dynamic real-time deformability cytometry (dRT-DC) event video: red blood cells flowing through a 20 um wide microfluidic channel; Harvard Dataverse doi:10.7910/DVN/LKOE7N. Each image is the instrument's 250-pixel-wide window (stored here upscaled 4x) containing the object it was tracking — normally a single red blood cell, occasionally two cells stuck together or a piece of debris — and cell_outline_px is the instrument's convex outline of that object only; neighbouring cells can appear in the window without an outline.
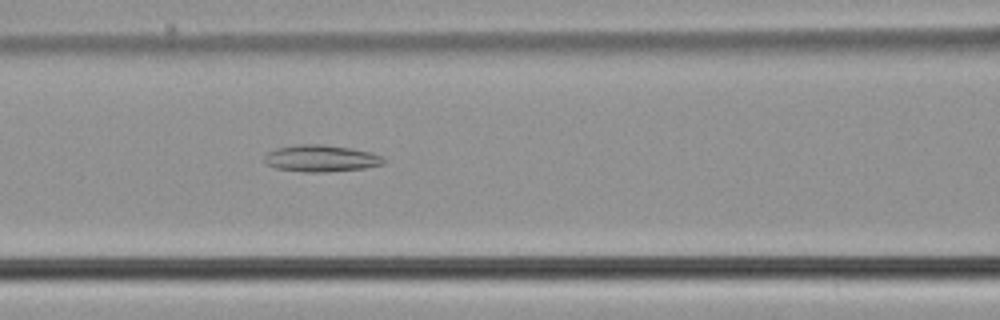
{"species": "common noctule bat (a hibernating species)", "species_latin": "Nyctalus noctula", "temperature_condition": "cold", "stored_images_in_passage": 46, "camera_frame_rate_fps": 3000, "um_per_image_px": 0.085, "animal": {"sex": "male", "body_mass_g": 21.5, "forearm_length_mm": 52.0}, "frame": {"image": 1, "passage_image": 15, "time_ms": 4.667, "image_size_px": [1000, 320], "cell_outline_px": [[388, 160], [384, 164], [364, 168], [324, 172], [304, 172], [276, 168], [268, 164], [264, 160], [264, 156], [268, 152], [276, 148], [296, 144], [320, 144], [352, 148], [368, 152], [380, 156]], "centroid_in_image_um": [27.28, 13.46], "position_along_channel_um": 139.3, "area_um2": 18.55}}
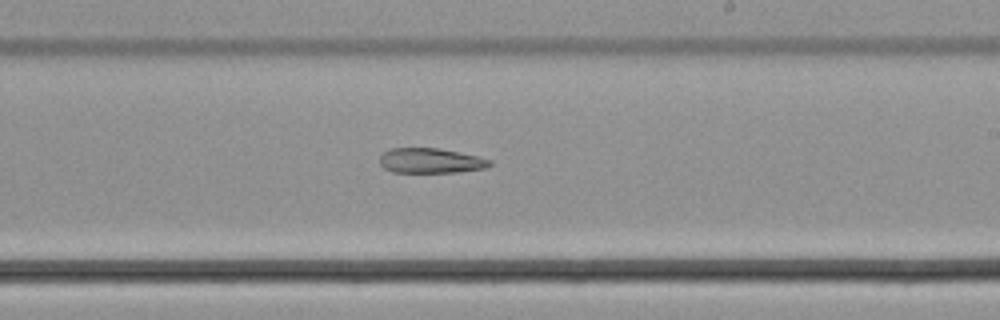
{"frame": {"image": 2, "passage_image": 24, "time_ms": 7.667, "image_size_px": [1000, 320], "cell_outline_px": [[492, 164], [488, 168], [460, 172], [392, 172], [384, 168], [380, 164], [380, 156], [384, 152], [392, 148], [440, 148], [480, 156], [492, 160]], "centroid_in_image_um": [36.66, 13.66], "position_along_channel_um": 252.3, "area_um2": 16.24}}
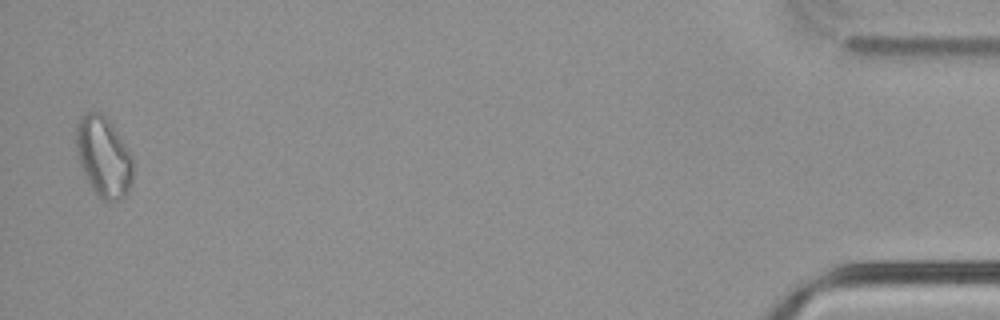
{"frame": {"image": 3, "passage_image": 45, "time_ms": 14.667, "image_size_px": [1000, 320], "cell_outline_px": [[132, 180], [128, 192], [124, 196], [116, 200], [104, 200], [96, 196], [80, 168], [76, 148], [76, 124], [80, 116], [84, 112], [100, 112], [112, 124], [132, 156]], "centroid_in_image_um": [8.77, 13.32], "position_along_channel_um": 426.4, "area_um2": 26.65}}